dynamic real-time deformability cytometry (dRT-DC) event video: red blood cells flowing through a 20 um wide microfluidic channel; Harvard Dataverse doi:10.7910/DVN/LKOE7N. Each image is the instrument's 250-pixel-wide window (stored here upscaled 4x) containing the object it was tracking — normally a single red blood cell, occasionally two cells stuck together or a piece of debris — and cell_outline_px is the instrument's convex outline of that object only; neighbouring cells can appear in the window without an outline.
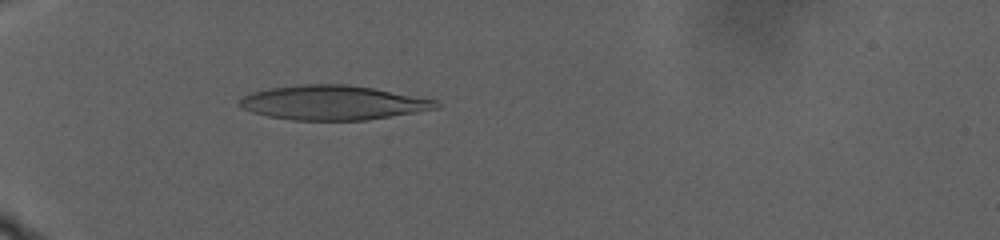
{"species": "human", "species_latin": "Homo sapiens", "temperature_condition": "warm", "stored_images_in_passage": 65, "camera_frame_rate_fps": 3000, "um_per_image_px": 0.085, "donor": {"sex": "male"}, "frame": {"image": 1, "passage_image": 5, "time_ms": 1.333, "image_size_px": [1000, 240], "cell_outline_px": [[440, 108], [368, 120], [292, 120], [268, 116], [252, 112], [240, 108], [236, 104], [244, 96], [252, 92], [268, 88], [300, 84], [348, 84], [372, 88], [436, 100], [440, 104]], "centroid_in_image_um": [28.26, 8.73], "position_along_channel_um": 56.7, "area_um2": 39.48}}
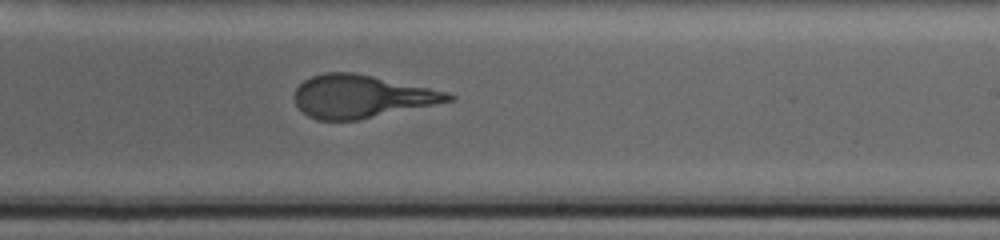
{"frame": {"image": 2, "passage_image": 34, "time_ms": 11.0, "image_size_px": [1000, 240], "cell_outline_px": [[456, 100], [356, 120], [316, 120], [308, 116], [296, 104], [292, 96], [296, 88], [304, 80], [312, 76], [324, 72], [352, 72], [372, 76], [448, 92], [456, 96]], "centroid_in_image_um": [30.69, 8.19], "position_along_channel_um": 258.3, "area_um2": 38.15}}
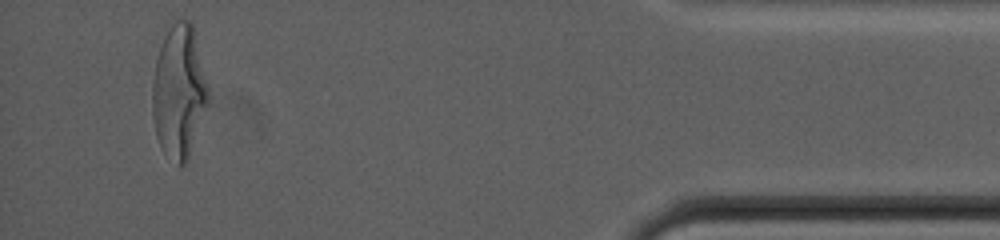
{"frame": {"image": 3, "passage_image": 61, "time_ms": 20.0, "image_size_px": [1000, 240], "cell_outline_px": [[208, 100], [188, 160], [180, 168], [160, 148], [156, 136], [152, 112], [152, 84], [156, 60], [164, 36], [172, 24], [176, 20], [192, 20], [208, 84]], "centroid_in_image_um": [15.2, 7.79], "position_along_channel_um": 420.0, "area_um2": 43.23}, "authors_computed_cell_mechanics": {"area_um2": 39.3618, "velocity_mm_per_s": 2.3621, "shape_relaxation_time_tau1_ms": 9.661, "shape_relaxation_time_tau2_ms": 1.572, "deformation_change_tau1": 0.3032, "deformation_change_tau2": 0.1099}}